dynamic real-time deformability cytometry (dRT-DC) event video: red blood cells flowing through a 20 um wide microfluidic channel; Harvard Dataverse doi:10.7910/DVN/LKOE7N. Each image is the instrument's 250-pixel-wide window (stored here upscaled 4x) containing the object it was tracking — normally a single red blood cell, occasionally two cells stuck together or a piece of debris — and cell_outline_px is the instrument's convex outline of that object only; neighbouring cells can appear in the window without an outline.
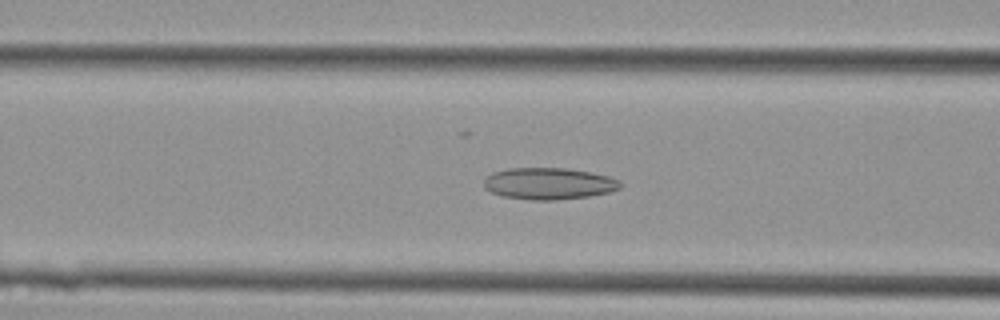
{"species": "Egyptian fruit bat (a non-hibernating species)", "species_latin": "Rousettus aegyptiacus", "temperature_condition": "cold", "stored_images_in_passage": 33, "camera_frame_rate_fps": 3000, "um_per_image_px": 0.085, "animal": {"sex": "female"}, "frame": {"image": 1, "passage_image": 7, "time_ms": 2.0, "image_size_px": [1000, 320], "cell_outline_px": [[624, 184], [620, 188], [608, 192], [588, 196], [556, 200], [532, 200], [504, 196], [492, 192], [484, 188], [484, 180], [492, 172], [508, 168], [568, 168], [608, 176], [620, 180]], "centroid_in_image_um": [46.66, 15.6], "position_along_channel_um": 119.9, "area_um2": 25.14}}
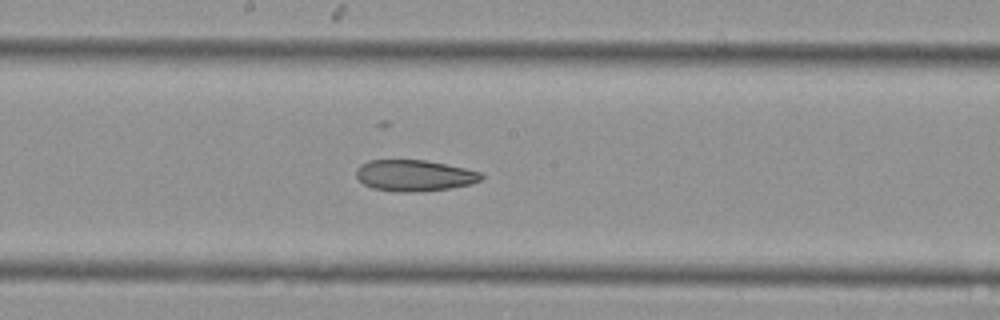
{"frame": {"image": 2, "passage_image": 13, "time_ms": 4.0, "image_size_px": [1000, 320], "cell_outline_px": [[484, 176], [480, 180], [472, 184], [448, 188], [420, 192], [396, 192], [372, 188], [364, 184], [356, 176], [356, 168], [360, 164], [368, 160], [424, 160], [484, 172]], "centroid_in_image_um": [35.21, 14.92], "position_along_channel_um": 213.0, "area_um2": 22.89}}
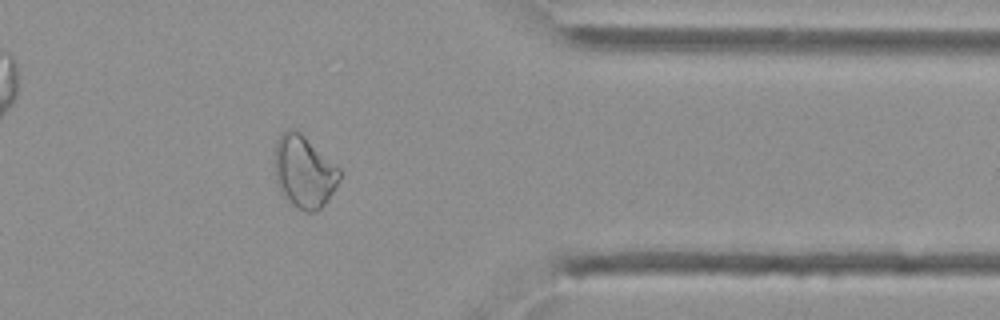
{"frame": {"image": 3, "passage_image": 25, "time_ms": 8.0, "image_size_px": [1000, 320], "cell_outline_px": [[340, 180], [336, 188], [328, 200], [316, 212], [304, 212], [296, 208], [288, 200], [280, 188], [276, 180], [276, 140], [288, 128], [292, 128], [300, 132], [340, 168]], "centroid_in_image_um": [25.88, 14.61], "position_along_channel_um": 385.5, "area_um2": 27.05}}